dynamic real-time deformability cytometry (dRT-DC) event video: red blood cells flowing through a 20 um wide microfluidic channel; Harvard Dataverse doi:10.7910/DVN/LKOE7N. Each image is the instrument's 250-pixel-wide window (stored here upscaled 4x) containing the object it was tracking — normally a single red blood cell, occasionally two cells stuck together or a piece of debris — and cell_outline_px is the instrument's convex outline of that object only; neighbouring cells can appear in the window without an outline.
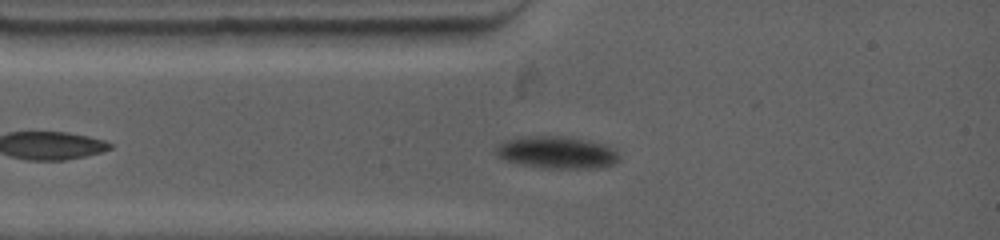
{"species": "common noctule bat (a hibernating species)", "species_latin": "Nyctalus noctula", "temperature_condition": "warm", "stored_images_in_passage": 46, "camera_frame_rate_fps": 4500, "um_per_image_px": 0.085, "animal": {"sex": "female", "body_mass_g": 19.0, "forearm_length_mm": 53.3}, "frame": {"image": 1, "passage_image": 1, "time_ms": 0.0, "image_size_px": [1000, 240], "cell_outline_px": [[620, 160], [616, 164], [596, 168], [544, 168], [524, 164], [508, 160], [496, 156], [496, 148], [504, 140], [520, 136], [560, 136], [588, 140], [604, 144], [616, 148], [620, 156]], "centroid_in_image_um": [47.4, 12.95], "position_along_channel_um": 37.6, "area_um2": 23.24}}
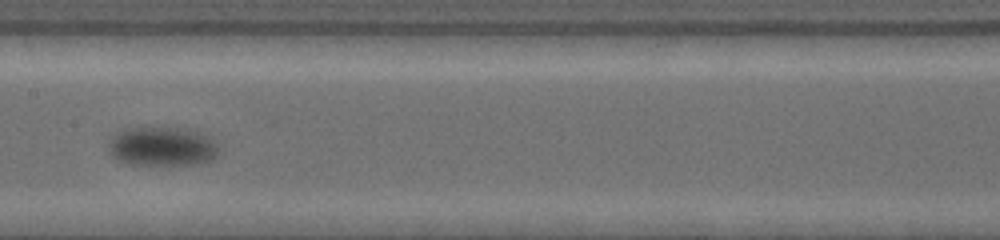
{"frame": {"image": 2, "passage_image": 16, "time_ms": 4.667, "image_size_px": [1000, 240], "cell_outline_px": [[220, 152], [212, 160], [200, 164], [128, 164], [112, 156], [108, 152], [108, 136], [124, 128], [180, 128], [200, 132], [208, 136], [220, 148]], "centroid_in_image_um": [13.75, 12.44], "position_along_channel_um": 193.6, "area_um2": 25.43}}
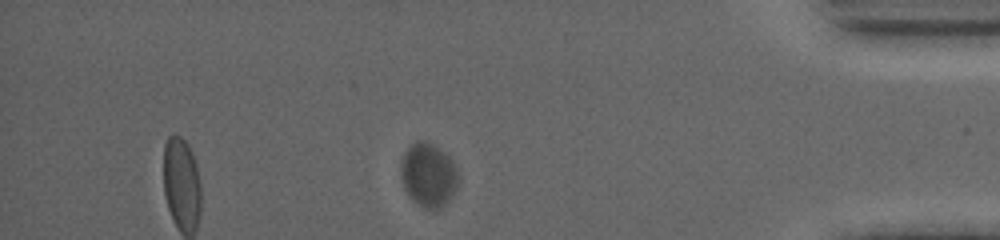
{"frame": {"image": 3, "passage_image": 40, "time_ms": 12.0, "image_size_px": [1000, 240], "cell_outline_px": [[460, 176], [456, 188], [452, 196], [436, 212], [424, 208], [412, 200], [408, 196], [404, 188], [400, 176], [400, 164], [404, 152], [416, 140], [424, 140], [432, 144], [448, 156], [456, 164]], "centroid_in_image_um": [36.41, 14.9], "position_along_channel_um": 398.8, "area_um2": 21.79}}